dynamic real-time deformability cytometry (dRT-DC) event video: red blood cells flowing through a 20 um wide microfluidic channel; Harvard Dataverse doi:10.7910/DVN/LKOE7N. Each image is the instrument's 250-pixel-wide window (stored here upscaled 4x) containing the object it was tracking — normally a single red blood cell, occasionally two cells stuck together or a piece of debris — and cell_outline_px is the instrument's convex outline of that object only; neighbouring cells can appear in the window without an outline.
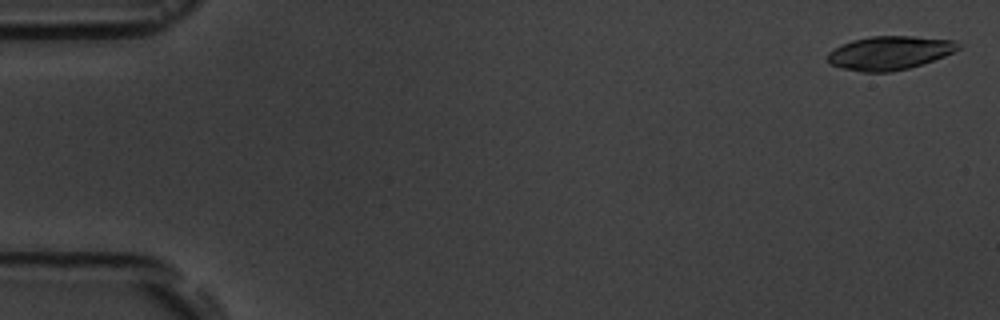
{"species": "common noctule bat (a hibernating species)", "species_latin": "Nyctalus noctula", "temperature_condition": "room temperature", "stored_images_in_passage": 7, "camera_frame_rate_fps": 3000, "um_per_image_px": 0.085, "animal": {"sex": "male", "body_mass_g": 19.5, "forearm_length_mm": 54.6}, "frame": {"image": 1, "passage_image": 1, "time_ms": 0.0, "image_size_px": [1000, 320], "cell_outline_px": [[964, 44], [960, 48], [944, 56], [908, 68], [892, 72], [860, 72], [840, 68], [828, 64], [828, 52], [852, 40], [872, 36], [912, 36], [956, 40]], "centroid_in_image_um": [75.62, 4.5], "position_along_channel_um": 9.4, "area_um2": 25.66}}
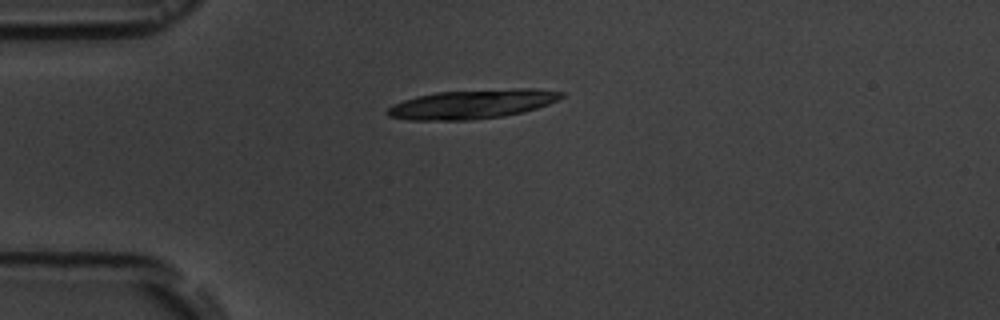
{"frame": {"image": 2, "passage_image": 5, "time_ms": 4.333, "image_size_px": [1000, 320], "cell_outline_px": [[564, 96], [548, 104], [524, 112], [504, 116], [468, 120], [408, 120], [388, 116], [384, 112], [388, 108], [404, 100], [416, 96], [436, 92], [516, 88], [536, 88], [564, 92]], "centroid_in_image_um": [40.15, 8.85], "position_along_channel_um": 44.9, "area_um2": 29.59}}